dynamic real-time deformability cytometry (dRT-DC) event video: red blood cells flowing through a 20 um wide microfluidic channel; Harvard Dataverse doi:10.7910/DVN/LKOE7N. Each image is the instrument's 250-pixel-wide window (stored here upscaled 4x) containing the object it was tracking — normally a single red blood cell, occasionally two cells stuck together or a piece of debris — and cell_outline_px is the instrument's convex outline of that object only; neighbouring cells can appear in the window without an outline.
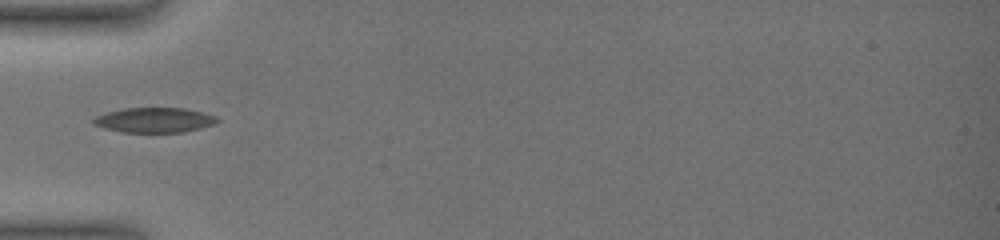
{"species": "common noctule bat (a hibernating species)", "species_latin": "Nyctalus noctula", "temperature_condition": "warm", "stored_images_in_passage": 6, "camera_frame_rate_fps": 3000, "um_per_image_px": 0.085, "animal": {"sex": "female", "body_mass_g": 19.0, "forearm_length_mm": 51.5}, "frame": {"image": 1, "passage_image": 1, "time_ms": 0.0, "image_size_px": [1000, 240], "cell_outline_px": [[220, 120], [216, 124], [184, 132], [120, 132], [104, 128], [92, 124], [92, 120], [96, 116], [108, 112], [124, 108], [184, 108], [216, 116]], "centroid_in_image_um": [13.12, 10.21], "position_along_channel_um": 71.9, "area_um2": 17.98}}
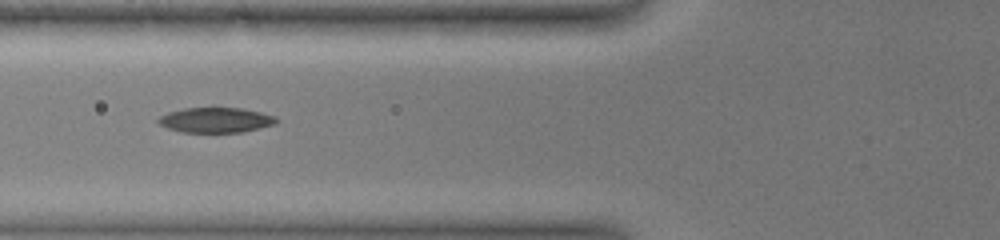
{"frame": {"image": 2, "passage_image": 5, "time_ms": 1.0, "image_size_px": [1000, 240], "cell_outline_px": [[280, 120], [276, 124], [244, 132], [184, 132], [168, 128], [160, 124], [156, 120], [160, 116], [168, 112], [184, 108], [212, 104], [244, 108], [276, 116]], "centroid_in_image_um": [18.38, 10.15], "position_along_channel_um": 107.4, "area_um2": 18.21}}